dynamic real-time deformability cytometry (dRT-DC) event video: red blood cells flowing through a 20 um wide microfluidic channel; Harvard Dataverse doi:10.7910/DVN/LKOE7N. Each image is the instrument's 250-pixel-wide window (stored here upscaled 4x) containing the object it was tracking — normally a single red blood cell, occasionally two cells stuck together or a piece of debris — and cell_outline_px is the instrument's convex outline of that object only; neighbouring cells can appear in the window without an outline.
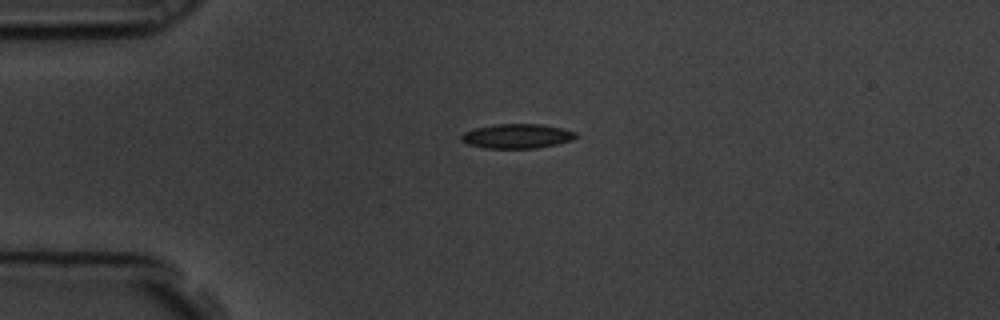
{"species": "common noctule bat (a hibernating species)", "species_latin": "Nyctalus noctula", "temperature_condition": "room temperature", "stored_images_in_passage": 2, "camera_frame_rate_fps": 3000, "um_per_image_px": 0.085, "animal": {"sex": "male", "body_mass_g": 19.5, "forearm_length_mm": 54.6}, "frame": {"image": 1, "passage_image": 1, "time_ms": 0.0, "image_size_px": [1000, 320], "cell_outline_px": [[580, 136], [572, 140], [556, 144], [536, 148], [484, 148], [468, 144], [460, 140], [460, 136], [464, 132], [472, 128], [496, 124], [540, 124], [564, 128], [576, 132]], "centroid_in_image_um": [43.95, 11.56], "position_along_channel_um": 41.0, "area_um2": 16.53}}